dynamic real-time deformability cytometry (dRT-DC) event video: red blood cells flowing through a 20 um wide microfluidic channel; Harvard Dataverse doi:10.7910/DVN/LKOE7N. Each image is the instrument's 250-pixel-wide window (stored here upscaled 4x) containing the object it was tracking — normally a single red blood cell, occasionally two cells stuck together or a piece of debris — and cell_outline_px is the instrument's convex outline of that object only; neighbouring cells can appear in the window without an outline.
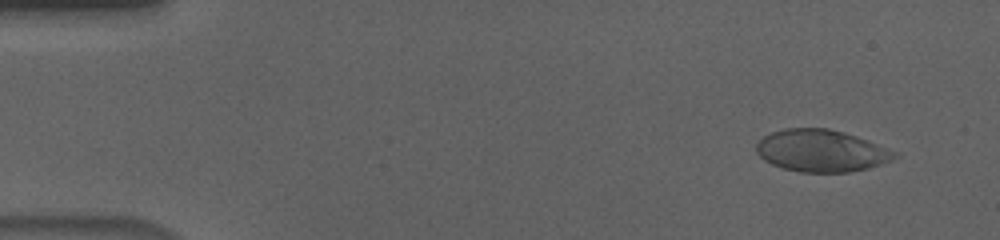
{"species": "human", "species_latin": "Homo sapiens", "temperature_condition": "cold", "stored_images_in_passage": 56, "camera_frame_rate_fps": 3000, "um_per_image_px": 0.085, "donor": {"sex": "male"}, "frame": {"image": 1, "passage_image": 4, "time_ms": 1.0, "image_size_px": [1000, 240], "cell_outline_px": [[900, 156], [892, 160], [868, 168], [848, 172], [800, 172], [784, 168], [772, 164], [764, 160], [756, 152], [756, 144], [764, 136], [772, 132], [788, 128], [828, 128], [844, 132], [868, 140], [900, 152]], "centroid_in_image_um": [69.85, 12.81], "position_along_channel_um": 15.1, "area_um2": 33.99}}
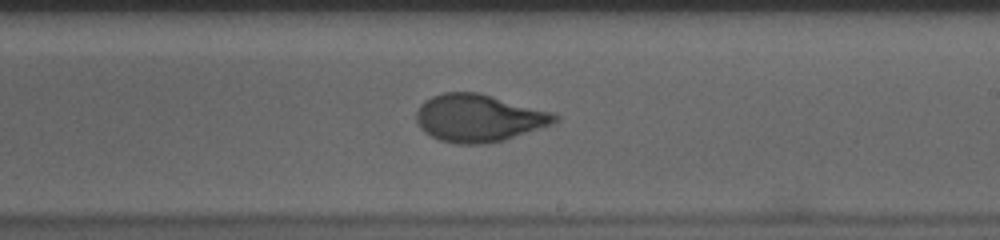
{"frame": {"image": 2, "passage_image": 33, "time_ms": 10.667, "image_size_px": [1000, 240], "cell_outline_px": [[560, 120], [552, 124], [504, 140], [488, 144], [456, 144], [440, 140], [424, 132], [420, 128], [416, 120], [416, 112], [420, 104], [424, 100], [432, 96], [444, 92], [476, 92], [556, 112], [560, 116]], "centroid_in_image_um": [40.71, 10.03], "position_along_channel_um": 248.3, "area_um2": 38.61}}
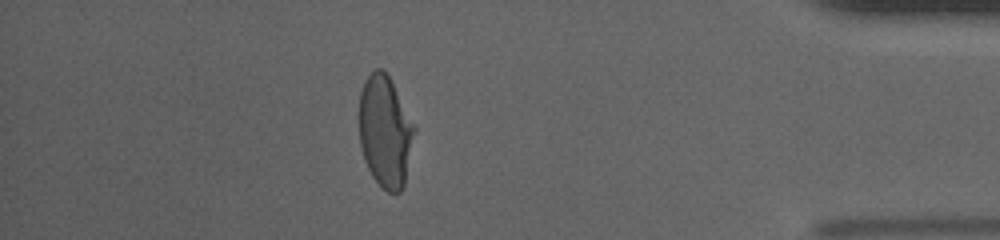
{"frame": {"image": 3, "passage_image": 49, "time_ms": 16.0, "image_size_px": [1000, 240], "cell_outline_px": [[416, 128], [404, 184], [400, 192], [388, 192], [372, 176], [364, 160], [360, 144], [356, 116], [360, 92], [364, 80], [376, 68], [384, 68]], "centroid_in_image_um": [32.69, 11.14], "position_along_channel_um": 402.5, "area_um2": 36.24}, "authors_computed_cell_mechanics": {"area_um2": 37.0209, "velocity_mm_per_s": 3.6318, "shape_relaxation_time_tau1_ms": 4.6468, "shape_relaxation_time_tau2_ms": 0.8528, "deformation_change_tau1": 0.1783, "deformation_change_tau2": 0.0515}}